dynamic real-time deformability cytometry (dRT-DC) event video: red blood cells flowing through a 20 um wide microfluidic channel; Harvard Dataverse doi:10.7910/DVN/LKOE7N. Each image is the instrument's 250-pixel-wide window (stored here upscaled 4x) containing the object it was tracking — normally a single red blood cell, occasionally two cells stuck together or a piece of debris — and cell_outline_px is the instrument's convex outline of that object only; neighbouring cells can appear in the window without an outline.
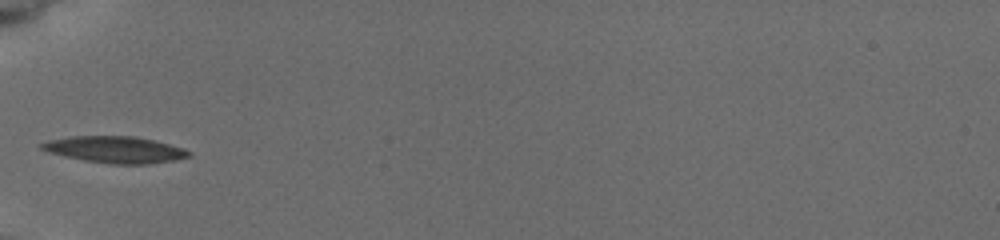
{"species": "common noctule bat (a hibernating species)", "species_latin": "Nyctalus noctula", "temperature_condition": "cold", "stored_images_in_passage": 6, "camera_frame_rate_fps": 3000, "um_per_image_px": 0.085, "animal": {"sex": "female", "body_mass_g": 19.5, "forearm_length_mm": 54.1}, "frame": {"image": 1, "passage_image": 5, "time_ms": 3.333, "image_size_px": [1000, 240], "cell_outline_px": [[192, 156], [176, 160], [148, 164], [112, 164], [84, 160], [64, 156], [48, 152], [40, 148], [36, 144], [48, 140], [68, 136], [136, 136], [184, 148], [192, 152]], "centroid_in_image_um": [9.76, 12.71], "position_along_channel_um": 75.2, "area_um2": 23.0}}